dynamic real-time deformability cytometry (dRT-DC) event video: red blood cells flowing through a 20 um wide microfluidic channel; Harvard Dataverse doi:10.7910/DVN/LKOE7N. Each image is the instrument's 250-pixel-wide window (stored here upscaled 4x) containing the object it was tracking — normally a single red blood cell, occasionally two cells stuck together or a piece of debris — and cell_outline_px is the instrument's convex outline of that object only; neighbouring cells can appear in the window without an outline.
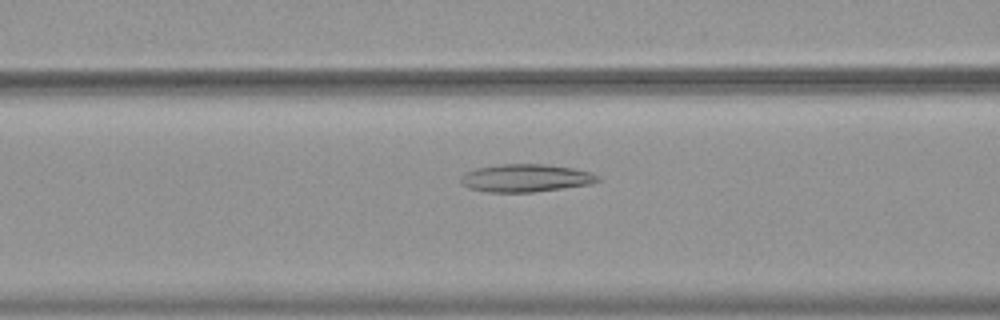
{"species": "common noctule bat (a hibernating species)", "species_latin": "Nyctalus noctula", "temperature_condition": "warm", "stored_images_in_passage": 53, "camera_frame_rate_fps": 3000, "um_per_image_px": 0.085, "animal": {"sex": "female", "body_mass_g": 19.9}, "frame": {"image": 1, "passage_image": 21, "time_ms": 6.667, "image_size_px": [1000, 320], "cell_outline_px": [[600, 180], [592, 184], [532, 192], [488, 192], [468, 188], [460, 180], [460, 176], [464, 172], [476, 168], [500, 164], [544, 164], [572, 168], [592, 172], [600, 176]], "centroid_in_image_um": [44.69, 15.13], "position_along_channel_um": 121.9, "area_um2": 22.25}}
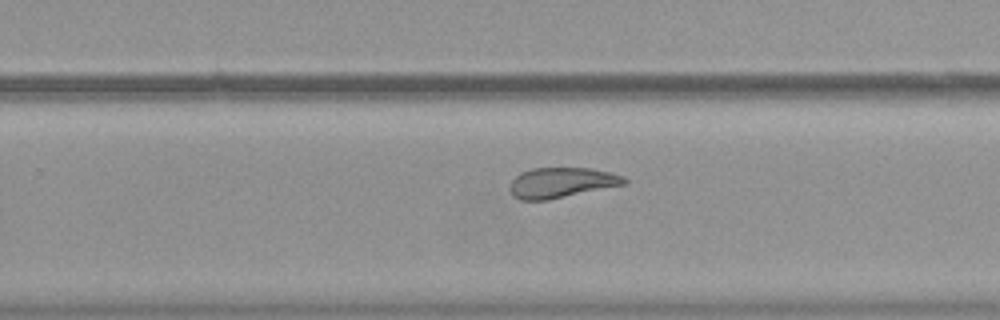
{"frame": {"image": 2, "passage_image": 34, "time_ms": 11.0, "image_size_px": [1000, 320], "cell_outline_px": [[628, 184], [548, 200], [520, 200], [512, 196], [508, 188], [512, 180], [520, 172], [532, 168], [592, 168], [612, 172], [624, 176], [628, 180]], "centroid_in_image_um": [47.74, 15.52], "position_along_channel_um": 282.1, "area_um2": 20.58}}
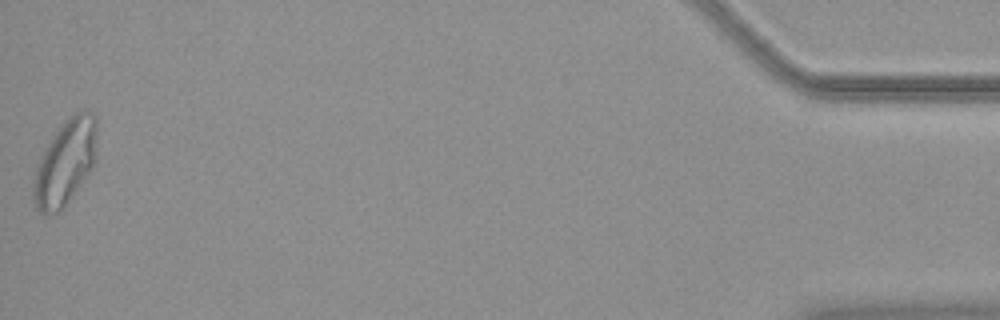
{"frame": {"image": 3, "passage_image": 53, "time_ms": 17.333, "image_size_px": [1000, 320], "cell_outline_px": [[96, 160], [64, 208], [56, 212], [40, 212], [36, 208], [32, 200], [32, 184], [36, 168], [40, 156], [52, 136], [64, 120], [68, 116], [84, 108], [88, 108], [96, 116]], "centroid_in_image_um": [5.54, 13.75], "position_along_channel_um": 429.7, "area_um2": 31.67}, "authors_computed_cell_mechanics": {"area_um2": 25.8366, "velocity_mm_per_s": 3.7124, "shape_relaxation_time_tau1_ms": null, "shape_relaxation_time_tau2_ms": 2.3522, "deformation_change_tau1": null, "deformation_change_tau2": 0.0935}}